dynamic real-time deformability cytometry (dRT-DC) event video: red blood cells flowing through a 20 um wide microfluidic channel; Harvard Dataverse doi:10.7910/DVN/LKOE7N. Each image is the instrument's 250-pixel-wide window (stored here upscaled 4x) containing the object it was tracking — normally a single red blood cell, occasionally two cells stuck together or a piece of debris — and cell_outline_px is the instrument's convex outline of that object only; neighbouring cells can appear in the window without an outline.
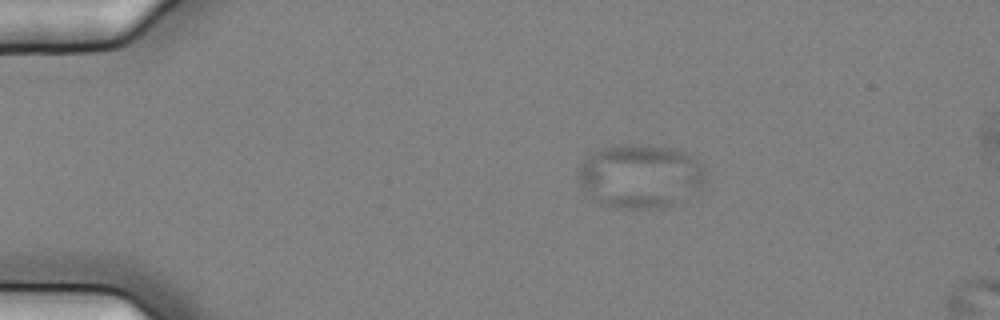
{"species": "common noctule bat (a hibernating species)", "species_latin": "Nyctalus noctula", "temperature_condition": "cold", "stored_images_in_passage": 5, "camera_frame_rate_fps": 3000, "um_per_image_px": 0.085, "animal": {"sex": "female", "body_mass_g": 25.1}, "frame": {"image": 1, "passage_image": 2, "time_ms": 0.333, "image_size_px": [1000, 320], "cell_outline_px": [[704, 180], [700, 188], [672, 204], [664, 208], [612, 208], [600, 204], [592, 196], [576, 176], [576, 168], [588, 152], [600, 148], [624, 144], [648, 144], [668, 148], [684, 152], [692, 156], [704, 168]], "centroid_in_image_um": [54.35, 14.94], "position_along_channel_um": 30.6, "area_um2": 47.4}}